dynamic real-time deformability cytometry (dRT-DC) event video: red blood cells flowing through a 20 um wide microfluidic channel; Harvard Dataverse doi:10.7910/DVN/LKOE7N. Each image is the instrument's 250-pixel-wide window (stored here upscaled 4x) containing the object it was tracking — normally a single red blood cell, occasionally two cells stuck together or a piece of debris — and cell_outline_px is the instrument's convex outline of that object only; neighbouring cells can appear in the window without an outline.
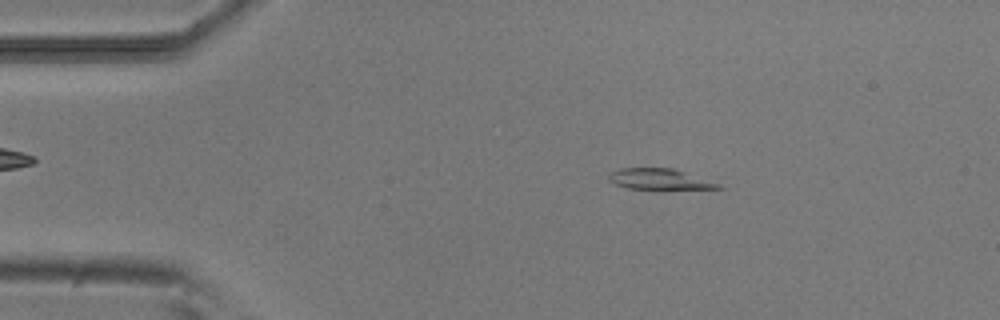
{"species": "common noctule bat (a hibernating species)", "species_latin": "Nyctalus noctula", "temperature_condition": "room temperature", "stored_images_in_passage": 23, "camera_frame_rate_fps": 3000, "um_per_image_px": 0.085, "animal": {"sex": "male", "body_mass_g": 20.5, "forearm_length_mm": 52.5}, "frame": {"image": 1, "passage_image": 8, "time_ms": 2.333, "image_size_px": [1000, 320], "cell_outline_px": [[728, 188], [628, 188], [616, 184], [608, 180], [608, 172], [620, 168], [672, 168], [720, 184]], "centroid_in_image_um": [55.98, 15.21], "position_along_channel_um": 29.0, "area_um2": 12.83}}
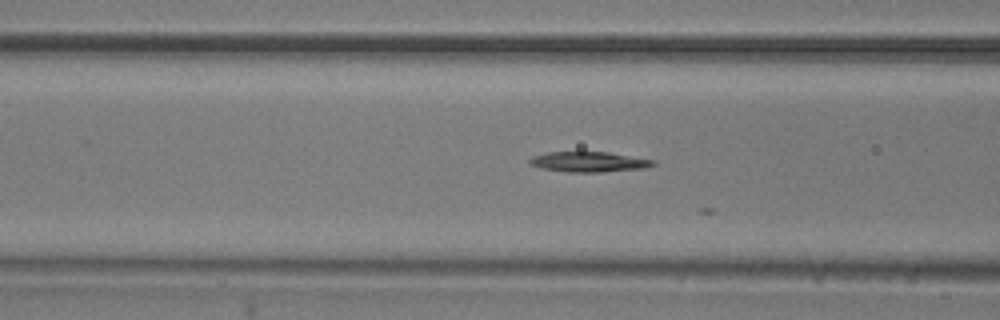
{"frame": {"image": 2, "passage_image": 19, "time_ms": 6.0, "image_size_px": [1000, 320], "cell_outline_px": [[656, 164], [644, 168], [600, 172], [568, 172], [540, 168], [528, 164], [528, 160], [532, 156], [548, 152], [608, 152], [656, 160]], "centroid_in_image_um": [50.03, 13.75], "position_along_channel_um": 116.6, "area_um2": 14.62}}
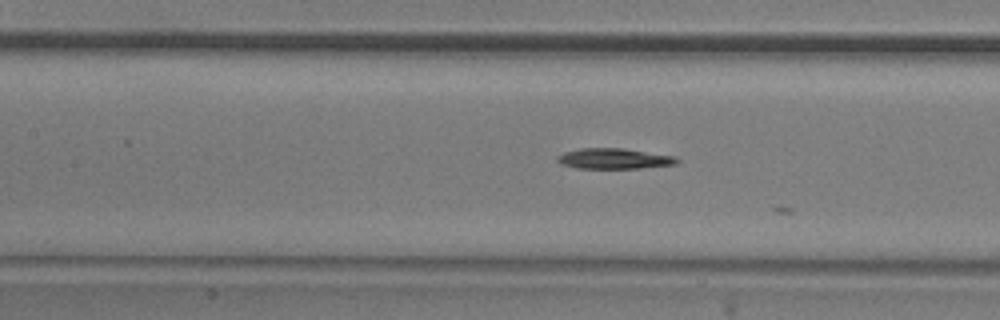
{"frame": {"image": 3, "passage_image": 22, "time_ms": 7.0, "image_size_px": [1000, 320], "cell_outline_px": [[680, 160], [676, 164], [640, 168], [576, 168], [560, 164], [556, 160], [556, 156], [564, 152], [580, 148], [624, 148], [676, 156]], "centroid_in_image_um": [52.18, 13.48], "position_along_channel_um": 155.2, "area_um2": 14.45}}